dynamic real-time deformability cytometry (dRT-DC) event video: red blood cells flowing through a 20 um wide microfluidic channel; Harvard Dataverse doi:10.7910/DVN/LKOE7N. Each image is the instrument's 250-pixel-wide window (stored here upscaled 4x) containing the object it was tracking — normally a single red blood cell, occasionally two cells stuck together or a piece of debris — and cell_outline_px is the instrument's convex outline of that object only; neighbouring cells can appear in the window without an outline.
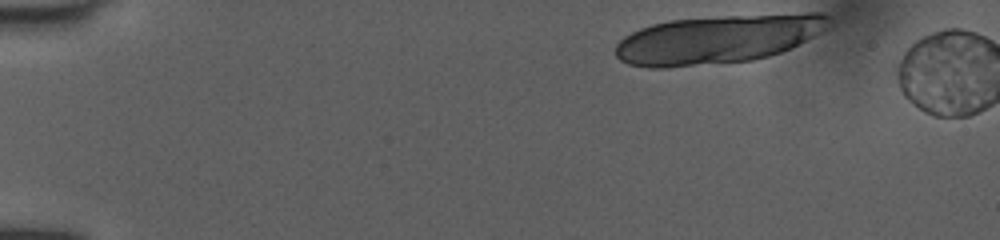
{"species": "human", "species_latin": "Homo sapiens", "temperature_condition": "room temperature", "stored_images_in_passage": 3, "camera_frame_rate_fps": 3000, "um_per_image_px": 0.085, "donor": {"sex": "female"}, "frame": {"image": 1, "passage_image": 1, "time_ms": 0.0, "image_size_px": [1000, 240], "cell_outline_px": [[828, 16], [816, 32], [812, 36], [780, 52], [768, 56], [752, 60], [668, 68], [648, 68], [628, 64], [620, 60], [616, 56], [616, 44], [624, 36], [640, 28], [652, 24], [672, 20], [724, 16], [808, 12], [820, 12]], "centroid_in_image_um": [60.87, 3.34], "position_along_channel_um": 24.1, "area_um2": 59.53}}